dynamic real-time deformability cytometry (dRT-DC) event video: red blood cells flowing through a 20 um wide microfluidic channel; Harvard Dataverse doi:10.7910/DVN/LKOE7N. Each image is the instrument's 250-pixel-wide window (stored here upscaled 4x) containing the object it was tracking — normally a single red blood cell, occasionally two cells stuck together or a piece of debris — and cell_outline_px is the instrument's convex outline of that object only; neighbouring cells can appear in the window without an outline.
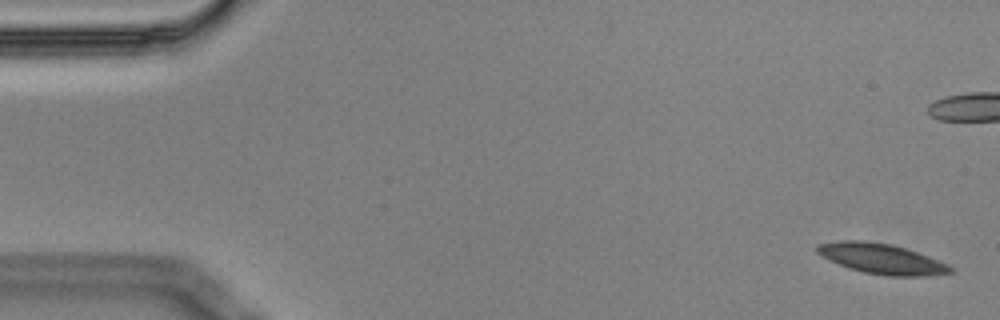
{"species": "Egyptian fruit bat (a non-hibernating species)", "species_latin": "Rousettus aegyptiacus", "temperature_condition": "cold", "stored_images_in_passage": 5, "camera_frame_rate_fps": 3000, "um_per_image_px": 0.085, "animal": {"sex": "male"}, "frame": {"image": 1, "passage_image": 5, "time_ms": 1.333, "image_size_px": [1000, 320], "cell_outline_px": [[952, 272], [924, 276], [888, 276], [864, 272], [840, 264], [816, 252], [816, 244], [840, 240], [860, 240], [892, 244], [928, 256], [948, 264], [952, 268]], "centroid_in_image_um": [74.93, 21.98], "position_along_channel_um": 10.1, "area_um2": 23.06}}